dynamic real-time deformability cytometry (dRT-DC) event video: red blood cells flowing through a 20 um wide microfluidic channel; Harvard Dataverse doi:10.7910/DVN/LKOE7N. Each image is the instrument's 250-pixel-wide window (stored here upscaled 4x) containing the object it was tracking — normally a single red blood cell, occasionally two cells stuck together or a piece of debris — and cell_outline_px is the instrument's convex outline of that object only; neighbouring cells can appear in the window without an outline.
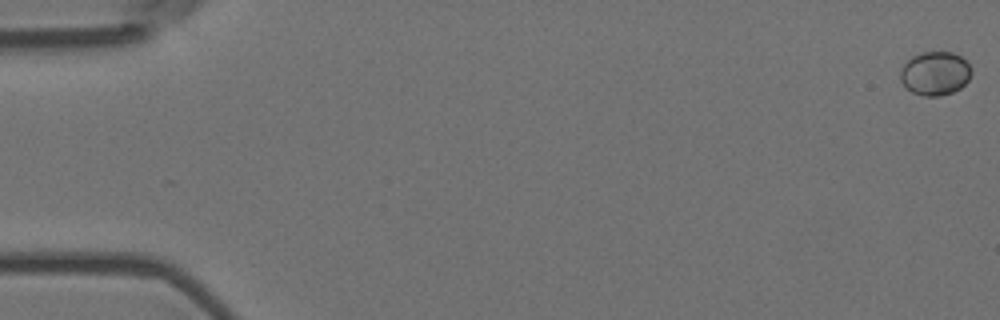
{"species": "Egyptian fruit bat (a non-hibernating species)", "species_latin": "Rousettus aegyptiacus", "temperature_condition": "room temperature", "stored_images_in_passage": 57, "camera_frame_rate_fps": 3000, "um_per_image_px": 0.085, "animal": {"sex": "female"}, "frame": {"image": 1, "passage_image": 1, "time_ms": 0.0, "image_size_px": [1000, 320], "cell_outline_px": [[972, 72], [968, 80], [960, 88], [952, 92], [940, 96], [924, 96], [912, 92], [904, 88], [900, 80], [900, 68], [912, 56], [924, 52], [952, 52], [960, 56], [972, 68]], "centroid_in_image_um": [79.46, 6.25], "position_along_channel_um": 5.5, "area_um2": 18.21}}
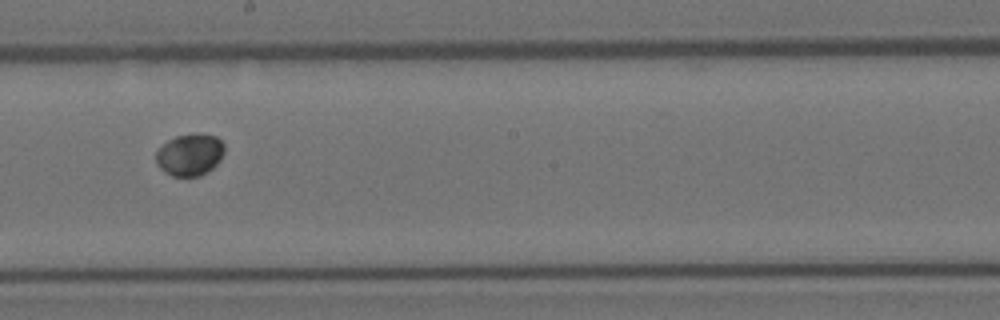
{"frame": {"image": 2, "passage_image": 33, "time_ms": 10.667, "image_size_px": [1000, 320], "cell_outline_px": [[224, 152], [220, 160], [208, 172], [200, 176], [172, 176], [164, 172], [156, 164], [156, 152], [168, 140], [176, 136], [196, 132], [200, 132], [216, 136], [224, 144]], "centroid_in_image_um": [16.15, 13.14], "position_along_channel_um": 232.1, "area_um2": 16.94}}
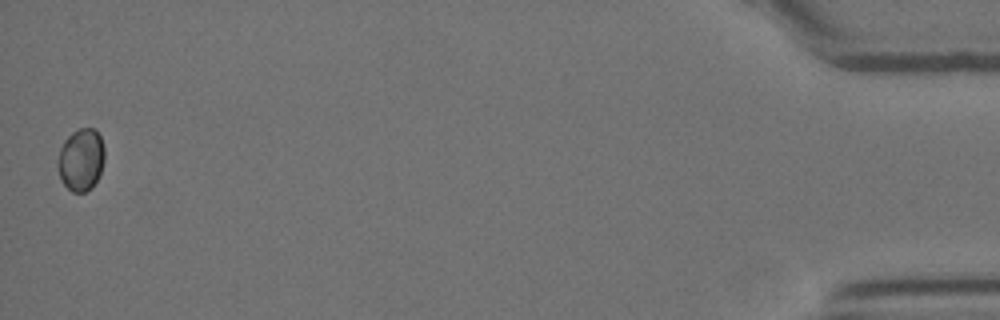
{"frame": {"image": 3, "passage_image": 57, "time_ms": 18.667, "image_size_px": [1000, 320], "cell_outline_px": [[104, 160], [100, 172], [92, 188], [84, 192], [72, 192], [60, 180], [56, 164], [56, 160], [60, 148], [64, 140], [72, 132], [80, 128], [96, 128], [100, 136], [104, 148]], "centroid_in_image_um": [6.86, 13.56], "position_along_channel_um": 428.3, "area_um2": 17.22}}